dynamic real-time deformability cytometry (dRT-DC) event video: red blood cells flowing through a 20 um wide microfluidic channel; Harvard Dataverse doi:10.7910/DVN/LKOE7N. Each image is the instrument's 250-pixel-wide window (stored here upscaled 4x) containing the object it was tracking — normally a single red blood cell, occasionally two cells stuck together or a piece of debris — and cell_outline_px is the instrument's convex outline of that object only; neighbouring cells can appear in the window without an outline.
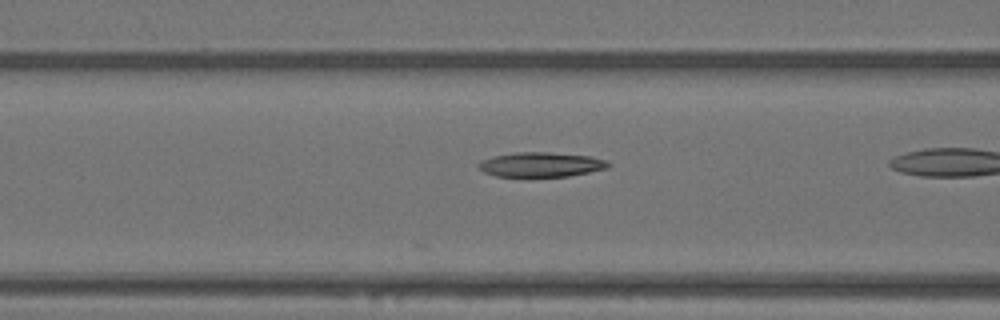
{"species": "Egyptian fruit bat (a non-hibernating species)", "species_latin": "Rousettus aegyptiacus", "temperature_condition": "warm", "stored_images_in_passage": 15, "camera_frame_rate_fps": 3000, "um_per_image_px": 0.085, "animal": {"sex": "female"}, "frame": {"image": 1, "passage_image": 9, "time_ms": 2.667, "image_size_px": [1000, 320], "cell_outline_px": [[612, 164], [608, 168], [568, 176], [496, 176], [484, 172], [476, 164], [480, 160], [492, 156], [516, 152], [548, 152], [588, 156], [608, 160]], "centroid_in_image_um": [45.98, 13.98], "position_along_channel_um": 120.6, "area_um2": 18.61}}